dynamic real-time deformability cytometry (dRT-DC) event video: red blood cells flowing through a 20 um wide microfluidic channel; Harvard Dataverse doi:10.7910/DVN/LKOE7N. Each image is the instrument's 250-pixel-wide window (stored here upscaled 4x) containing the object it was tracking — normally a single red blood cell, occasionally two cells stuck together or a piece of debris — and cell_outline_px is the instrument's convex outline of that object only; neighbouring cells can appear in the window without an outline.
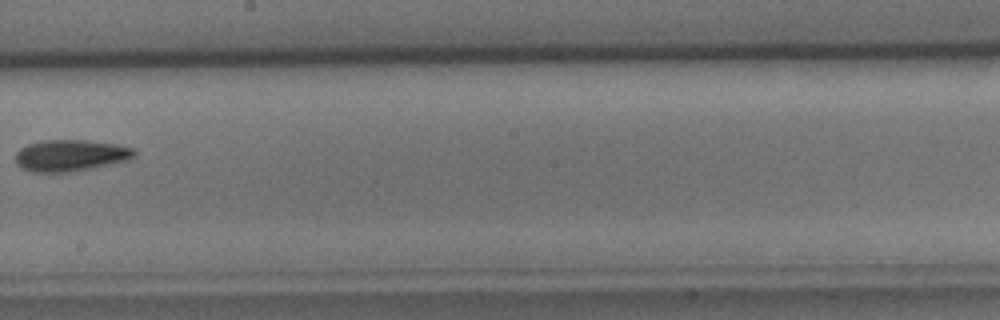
{"species": "common noctule bat (a hibernating species)", "species_latin": "Nyctalus noctula", "temperature_condition": "cold", "stored_images_in_passage": 8, "camera_frame_rate_fps": 3000, "um_per_image_px": 0.085, "animal": {"sex": "male", "body_mass_g": 15.6}, "frame": {"image": 1, "passage_image": 8, "time_ms": 9.0, "image_size_px": [1000, 320], "cell_outline_px": [[136, 156], [128, 160], [112, 164], [72, 172], [32, 172], [20, 168], [16, 164], [16, 152], [20, 148], [28, 144], [44, 140], [84, 140], [116, 144], [132, 148], [136, 152]], "centroid_in_image_um": [5.98, 13.22], "position_along_channel_um": 242.2, "area_um2": 21.96}}